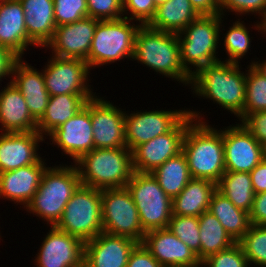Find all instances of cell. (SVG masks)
Wrapping results in <instances>:
<instances>
[{"label": "cell", "instance_id": "cell-44", "mask_svg": "<svg viewBox=\"0 0 266 267\" xmlns=\"http://www.w3.org/2000/svg\"><path fill=\"white\" fill-rule=\"evenodd\" d=\"M126 267H164L139 243L131 252Z\"/></svg>", "mask_w": 266, "mask_h": 267}, {"label": "cell", "instance_id": "cell-11", "mask_svg": "<svg viewBox=\"0 0 266 267\" xmlns=\"http://www.w3.org/2000/svg\"><path fill=\"white\" fill-rule=\"evenodd\" d=\"M90 70L85 60L51 55L47 66L42 69L45 87L50 96L95 95L88 83Z\"/></svg>", "mask_w": 266, "mask_h": 267}, {"label": "cell", "instance_id": "cell-20", "mask_svg": "<svg viewBox=\"0 0 266 267\" xmlns=\"http://www.w3.org/2000/svg\"><path fill=\"white\" fill-rule=\"evenodd\" d=\"M45 141L38 132L0 133V173L37 163L39 142Z\"/></svg>", "mask_w": 266, "mask_h": 267}, {"label": "cell", "instance_id": "cell-19", "mask_svg": "<svg viewBox=\"0 0 266 267\" xmlns=\"http://www.w3.org/2000/svg\"><path fill=\"white\" fill-rule=\"evenodd\" d=\"M142 244L164 267H201L197 254L168 228L147 231Z\"/></svg>", "mask_w": 266, "mask_h": 267}, {"label": "cell", "instance_id": "cell-15", "mask_svg": "<svg viewBox=\"0 0 266 267\" xmlns=\"http://www.w3.org/2000/svg\"><path fill=\"white\" fill-rule=\"evenodd\" d=\"M103 98L95 95L90 99L94 146L95 148L126 147L124 122L126 112Z\"/></svg>", "mask_w": 266, "mask_h": 267}, {"label": "cell", "instance_id": "cell-36", "mask_svg": "<svg viewBox=\"0 0 266 267\" xmlns=\"http://www.w3.org/2000/svg\"><path fill=\"white\" fill-rule=\"evenodd\" d=\"M244 21H238L233 23L229 30L224 34V47L228 55V61L231 63H240L249 48L251 47V38Z\"/></svg>", "mask_w": 266, "mask_h": 267}, {"label": "cell", "instance_id": "cell-49", "mask_svg": "<svg viewBox=\"0 0 266 267\" xmlns=\"http://www.w3.org/2000/svg\"><path fill=\"white\" fill-rule=\"evenodd\" d=\"M261 75L266 77V60L261 61H253L250 63Z\"/></svg>", "mask_w": 266, "mask_h": 267}, {"label": "cell", "instance_id": "cell-46", "mask_svg": "<svg viewBox=\"0 0 266 267\" xmlns=\"http://www.w3.org/2000/svg\"><path fill=\"white\" fill-rule=\"evenodd\" d=\"M255 194L266 192V157L250 172Z\"/></svg>", "mask_w": 266, "mask_h": 267}, {"label": "cell", "instance_id": "cell-12", "mask_svg": "<svg viewBox=\"0 0 266 267\" xmlns=\"http://www.w3.org/2000/svg\"><path fill=\"white\" fill-rule=\"evenodd\" d=\"M194 119L187 114L171 131L142 143L132 151L133 169L151 173L167 159L182 152L186 129Z\"/></svg>", "mask_w": 266, "mask_h": 267}, {"label": "cell", "instance_id": "cell-28", "mask_svg": "<svg viewBox=\"0 0 266 267\" xmlns=\"http://www.w3.org/2000/svg\"><path fill=\"white\" fill-rule=\"evenodd\" d=\"M217 184L207 179H191L185 188L172 199V214L199 217L208 211Z\"/></svg>", "mask_w": 266, "mask_h": 267}, {"label": "cell", "instance_id": "cell-35", "mask_svg": "<svg viewBox=\"0 0 266 267\" xmlns=\"http://www.w3.org/2000/svg\"><path fill=\"white\" fill-rule=\"evenodd\" d=\"M238 243L250 265L266 267V225H251Z\"/></svg>", "mask_w": 266, "mask_h": 267}, {"label": "cell", "instance_id": "cell-29", "mask_svg": "<svg viewBox=\"0 0 266 267\" xmlns=\"http://www.w3.org/2000/svg\"><path fill=\"white\" fill-rule=\"evenodd\" d=\"M199 16L190 0H167L156 7L155 15L148 26L178 34Z\"/></svg>", "mask_w": 266, "mask_h": 267}, {"label": "cell", "instance_id": "cell-5", "mask_svg": "<svg viewBox=\"0 0 266 267\" xmlns=\"http://www.w3.org/2000/svg\"><path fill=\"white\" fill-rule=\"evenodd\" d=\"M80 185L81 180L75 164L47 167L38 190L25 208L29 213L44 219L49 226H55Z\"/></svg>", "mask_w": 266, "mask_h": 267}, {"label": "cell", "instance_id": "cell-18", "mask_svg": "<svg viewBox=\"0 0 266 267\" xmlns=\"http://www.w3.org/2000/svg\"><path fill=\"white\" fill-rule=\"evenodd\" d=\"M34 261L37 267H76L84 259V242L51 226Z\"/></svg>", "mask_w": 266, "mask_h": 267}, {"label": "cell", "instance_id": "cell-17", "mask_svg": "<svg viewBox=\"0 0 266 267\" xmlns=\"http://www.w3.org/2000/svg\"><path fill=\"white\" fill-rule=\"evenodd\" d=\"M98 22L95 18L85 17L70 24L56 26L54 35L45 48L51 49V55L57 57L86 61Z\"/></svg>", "mask_w": 266, "mask_h": 267}, {"label": "cell", "instance_id": "cell-50", "mask_svg": "<svg viewBox=\"0 0 266 267\" xmlns=\"http://www.w3.org/2000/svg\"><path fill=\"white\" fill-rule=\"evenodd\" d=\"M76 267H93V266L85 259H83Z\"/></svg>", "mask_w": 266, "mask_h": 267}, {"label": "cell", "instance_id": "cell-7", "mask_svg": "<svg viewBox=\"0 0 266 267\" xmlns=\"http://www.w3.org/2000/svg\"><path fill=\"white\" fill-rule=\"evenodd\" d=\"M137 24L134 25V21L124 17L99 21L86 60L89 68L94 69L123 58H132L136 34L141 26Z\"/></svg>", "mask_w": 266, "mask_h": 267}, {"label": "cell", "instance_id": "cell-3", "mask_svg": "<svg viewBox=\"0 0 266 267\" xmlns=\"http://www.w3.org/2000/svg\"><path fill=\"white\" fill-rule=\"evenodd\" d=\"M132 59L183 85H190L191 75L181 64L177 33L141 25L136 34Z\"/></svg>", "mask_w": 266, "mask_h": 267}, {"label": "cell", "instance_id": "cell-32", "mask_svg": "<svg viewBox=\"0 0 266 267\" xmlns=\"http://www.w3.org/2000/svg\"><path fill=\"white\" fill-rule=\"evenodd\" d=\"M200 261L210 255L225 250L236 243L223 228L220 221L210 212L205 211L199 217Z\"/></svg>", "mask_w": 266, "mask_h": 267}, {"label": "cell", "instance_id": "cell-33", "mask_svg": "<svg viewBox=\"0 0 266 267\" xmlns=\"http://www.w3.org/2000/svg\"><path fill=\"white\" fill-rule=\"evenodd\" d=\"M217 190L237 208L250 212L255 197L250 173L226 171L217 183Z\"/></svg>", "mask_w": 266, "mask_h": 267}, {"label": "cell", "instance_id": "cell-10", "mask_svg": "<svg viewBox=\"0 0 266 267\" xmlns=\"http://www.w3.org/2000/svg\"><path fill=\"white\" fill-rule=\"evenodd\" d=\"M103 232L125 236L142 243L143 230L138 210L127 187L101 190Z\"/></svg>", "mask_w": 266, "mask_h": 267}, {"label": "cell", "instance_id": "cell-48", "mask_svg": "<svg viewBox=\"0 0 266 267\" xmlns=\"http://www.w3.org/2000/svg\"><path fill=\"white\" fill-rule=\"evenodd\" d=\"M199 15L220 14L219 0H190Z\"/></svg>", "mask_w": 266, "mask_h": 267}, {"label": "cell", "instance_id": "cell-8", "mask_svg": "<svg viewBox=\"0 0 266 267\" xmlns=\"http://www.w3.org/2000/svg\"><path fill=\"white\" fill-rule=\"evenodd\" d=\"M55 226L84 243L102 233L101 190L80 185Z\"/></svg>", "mask_w": 266, "mask_h": 267}, {"label": "cell", "instance_id": "cell-6", "mask_svg": "<svg viewBox=\"0 0 266 267\" xmlns=\"http://www.w3.org/2000/svg\"><path fill=\"white\" fill-rule=\"evenodd\" d=\"M222 18L221 14L200 15L177 34L181 64L190 75L203 66L220 61L216 54ZM192 66L194 70H191Z\"/></svg>", "mask_w": 266, "mask_h": 267}, {"label": "cell", "instance_id": "cell-38", "mask_svg": "<svg viewBox=\"0 0 266 267\" xmlns=\"http://www.w3.org/2000/svg\"><path fill=\"white\" fill-rule=\"evenodd\" d=\"M220 14L224 16L226 10L229 12H235L237 15H249L254 16L259 14L261 16L260 22H256L255 30H259L262 34H266V0H219ZM256 14V15H255Z\"/></svg>", "mask_w": 266, "mask_h": 267}, {"label": "cell", "instance_id": "cell-4", "mask_svg": "<svg viewBox=\"0 0 266 267\" xmlns=\"http://www.w3.org/2000/svg\"><path fill=\"white\" fill-rule=\"evenodd\" d=\"M74 164L81 185L100 190L126 187L134 172L132 152L127 147L94 148Z\"/></svg>", "mask_w": 266, "mask_h": 267}, {"label": "cell", "instance_id": "cell-9", "mask_svg": "<svg viewBox=\"0 0 266 267\" xmlns=\"http://www.w3.org/2000/svg\"><path fill=\"white\" fill-rule=\"evenodd\" d=\"M145 232L168 228L172 214V199L160 187L152 173L133 172L127 183Z\"/></svg>", "mask_w": 266, "mask_h": 267}, {"label": "cell", "instance_id": "cell-14", "mask_svg": "<svg viewBox=\"0 0 266 267\" xmlns=\"http://www.w3.org/2000/svg\"><path fill=\"white\" fill-rule=\"evenodd\" d=\"M226 128L223 129L225 170L250 173L266 157L265 147L240 123Z\"/></svg>", "mask_w": 266, "mask_h": 267}, {"label": "cell", "instance_id": "cell-22", "mask_svg": "<svg viewBox=\"0 0 266 267\" xmlns=\"http://www.w3.org/2000/svg\"><path fill=\"white\" fill-rule=\"evenodd\" d=\"M45 161L0 173V198L20 203L24 208L32 200L46 170Z\"/></svg>", "mask_w": 266, "mask_h": 267}, {"label": "cell", "instance_id": "cell-40", "mask_svg": "<svg viewBox=\"0 0 266 267\" xmlns=\"http://www.w3.org/2000/svg\"><path fill=\"white\" fill-rule=\"evenodd\" d=\"M248 267L249 261L245 257L238 242L229 248L210 255L201 262V267Z\"/></svg>", "mask_w": 266, "mask_h": 267}, {"label": "cell", "instance_id": "cell-45", "mask_svg": "<svg viewBox=\"0 0 266 267\" xmlns=\"http://www.w3.org/2000/svg\"><path fill=\"white\" fill-rule=\"evenodd\" d=\"M249 216L251 225H266V192L255 194Z\"/></svg>", "mask_w": 266, "mask_h": 267}, {"label": "cell", "instance_id": "cell-21", "mask_svg": "<svg viewBox=\"0 0 266 267\" xmlns=\"http://www.w3.org/2000/svg\"><path fill=\"white\" fill-rule=\"evenodd\" d=\"M139 243L125 236L100 233L84 244V259L93 267H126Z\"/></svg>", "mask_w": 266, "mask_h": 267}, {"label": "cell", "instance_id": "cell-27", "mask_svg": "<svg viewBox=\"0 0 266 267\" xmlns=\"http://www.w3.org/2000/svg\"><path fill=\"white\" fill-rule=\"evenodd\" d=\"M94 96L73 94L50 96L44 114L37 121V132L43 137L49 136L55 129L77 114Z\"/></svg>", "mask_w": 266, "mask_h": 267}, {"label": "cell", "instance_id": "cell-51", "mask_svg": "<svg viewBox=\"0 0 266 267\" xmlns=\"http://www.w3.org/2000/svg\"><path fill=\"white\" fill-rule=\"evenodd\" d=\"M153 1L156 6H159L160 4L165 3L167 0H153Z\"/></svg>", "mask_w": 266, "mask_h": 267}, {"label": "cell", "instance_id": "cell-26", "mask_svg": "<svg viewBox=\"0 0 266 267\" xmlns=\"http://www.w3.org/2000/svg\"><path fill=\"white\" fill-rule=\"evenodd\" d=\"M25 15L29 39L38 47H45L56 29L53 0H20Z\"/></svg>", "mask_w": 266, "mask_h": 267}, {"label": "cell", "instance_id": "cell-34", "mask_svg": "<svg viewBox=\"0 0 266 267\" xmlns=\"http://www.w3.org/2000/svg\"><path fill=\"white\" fill-rule=\"evenodd\" d=\"M246 70V95L243 119L251 113L266 111V77L252 65Z\"/></svg>", "mask_w": 266, "mask_h": 267}, {"label": "cell", "instance_id": "cell-41", "mask_svg": "<svg viewBox=\"0 0 266 267\" xmlns=\"http://www.w3.org/2000/svg\"><path fill=\"white\" fill-rule=\"evenodd\" d=\"M88 17L99 21L117 20L124 17L123 0H86Z\"/></svg>", "mask_w": 266, "mask_h": 267}, {"label": "cell", "instance_id": "cell-42", "mask_svg": "<svg viewBox=\"0 0 266 267\" xmlns=\"http://www.w3.org/2000/svg\"><path fill=\"white\" fill-rule=\"evenodd\" d=\"M156 7L153 0H123L124 18L148 25L155 15ZM128 13L130 16H126Z\"/></svg>", "mask_w": 266, "mask_h": 267}, {"label": "cell", "instance_id": "cell-23", "mask_svg": "<svg viewBox=\"0 0 266 267\" xmlns=\"http://www.w3.org/2000/svg\"><path fill=\"white\" fill-rule=\"evenodd\" d=\"M10 81L22 93L30 114L38 121L44 114L50 95L45 87L43 72L34 69L22 58L12 67Z\"/></svg>", "mask_w": 266, "mask_h": 267}, {"label": "cell", "instance_id": "cell-39", "mask_svg": "<svg viewBox=\"0 0 266 267\" xmlns=\"http://www.w3.org/2000/svg\"><path fill=\"white\" fill-rule=\"evenodd\" d=\"M56 26L88 17L86 0H53Z\"/></svg>", "mask_w": 266, "mask_h": 267}, {"label": "cell", "instance_id": "cell-25", "mask_svg": "<svg viewBox=\"0 0 266 267\" xmlns=\"http://www.w3.org/2000/svg\"><path fill=\"white\" fill-rule=\"evenodd\" d=\"M0 123L3 133L37 132V120L30 114L25 98L11 81L0 91Z\"/></svg>", "mask_w": 266, "mask_h": 267}, {"label": "cell", "instance_id": "cell-13", "mask_svg": "<svg viewBox=\"0 0 266 267\" xmlns=\"http://www.w3.org/2000/svg\"><path fill=\"white\" fill-rule=\"evenodd\" d=\"M188 110H155L127 113L124 117L126 147L132 152L137 146L171 131Z\"/></svg>", "mask_w": 266, "mask_h": 267}, {"label": "cell", "instance_id": "cell-16", "mask_svg": "<svg viewBox=\"0 0 266 267\" xmlns=\"http://www.w3.org/2000/svg\"><path fill=\"white\" fill-rule=\"evenodd\" d=\"M52 145H57L75 163L82 155L92 151L94 146L90 99L72 118L55 129L50 135Z\"/></svg>", "mask_w": 266, "mask_h": 267}, {"label": "cell", "instance_id": "cell-37", "mask_svg": "<svg viewBox=\"0 0 266 267\" xmlns=\"http://www.w3.org/2000/svg\"><path fill=\"white\" fill-rule=\"evenodd\" d=\"M168 229L193 250L200 260V229L196 216L172 215Z\"/></svg>", "mask_w": 266, "mask_h": 267}, {"label": "cell", "instance_id": "cell-2", "mask_svg": "<svg viewBox=\"0 0 266 267\" xmlns=\"http://www.w3.org/2000/svg\"><path fill=\"white\" fill-rule=\"evenodd\" d=\"M240 69L238 63L220 60L194 72L189 86L197 96L213 100L242 121L246 73Z\"/></svg>", "mask_w": 266, "mask_h": 267}, {"label": "cell", "instance_id": "cell-30", "mask_svg": "<svg viewBox=\"0 0 266 267\" xmlns=\"http://www.w3.org/2000/svg\"><path fill=\"white\" fill-rule=\"evenodd\" d=\"M208 211L220 221L235 242H238L251 226L249 213L237 208L218 190L211 197Z\"/></svg>", "mask_w": 266, "mask_h": 267}, {"label": "cell", "instance_id": "cell-24", "mask_svg": "<svg viewBox=\"0 0 266 267\" xmlns=\"http://www.w3.org/2000/svg\"><path fill=\"white\" fill-rule=\"evenodd\" d=\"M0 45L18 59L35 44L29 39L24 8L20 0H0Z\"/></svg>", "mask_w": 266, "mask_h": 267}, {"label": "cell", "instance_id": "cell-31", "mask_svg": "<svg viewBox=\"0 0 266 267\" xmlns=\"http://www.w3.org/2000/svg\"><path fill=\"white\" fill-rule=\"evenodd\" d=\"M151 173L171 199L175 198L192 179L187 159L183 152L167 159Z\"/></svg>", "mask_w": 266, "mask_h": 267}, {"label": "cell", "instance_id": "cell-43", "mask_svg": "<svg viewBox=\"0 0 266 267\" xmlns=\"http://www.w3.org/2000/svg\"><path fill=\"white\" fill-rule=\"evenodd\" d=\"M240 123L266 148V111L248 114Z\"/></svg>", "mask_w": 266, "mask_h": 267}, {"label": "cell", "instance_id": "cell-1", "mask_svg": "<svg viewBox=\"0 0 266 267\" xmlns=\"http://www.w3.org/2000/svg\"><path fill=\"white\" fill-rule=\"evenodd\" d=\"M188 114L195 122L192 121L186 129L182 152L192 179H207L217 184L226 172L223 130L204 122L200 112L189 109Z\"/></svg>", "mask_w": 266, "mask_h": 267}, {"label": "cell", "instance_id": "cell-47", "mask_svg": "<svg viewBox=\"0 0 266 267\" xmlns=\"http://www.w3.org/2000/svg\"><path fill=\"white\" fill-rule=\"evenodd\" d=\"M17 59L7 48L0 45V81L7 76L11 78L12 67Z\"/></svg>", "mask_w": 266, "mask_h": 267}]
</instances>
